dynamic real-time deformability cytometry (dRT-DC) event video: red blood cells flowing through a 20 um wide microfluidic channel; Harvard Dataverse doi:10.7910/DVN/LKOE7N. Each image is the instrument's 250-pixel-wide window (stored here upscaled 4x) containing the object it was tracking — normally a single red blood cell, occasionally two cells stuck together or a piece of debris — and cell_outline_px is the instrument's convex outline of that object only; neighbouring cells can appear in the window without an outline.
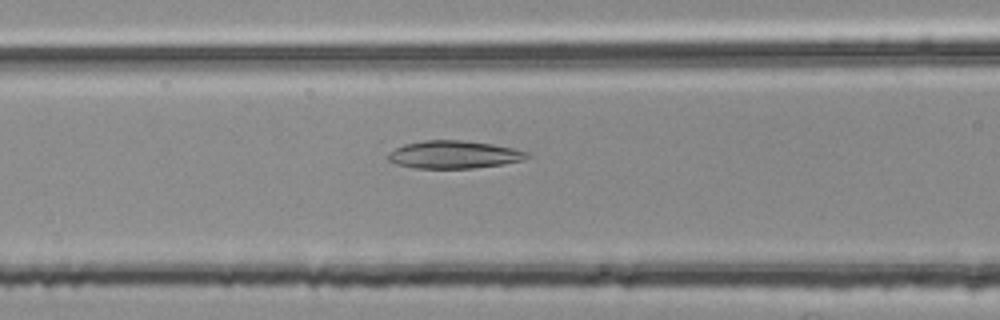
{"species": "common noctule bat (a hibernating species)", "species_latin": "Nyctalus noctula", "temperature_condition": "room temperature", "stored_images_in_passage": 4, "segment_of_instrument_passage": [1, 2], "camera_frame_rate_fps": 3000, "um_per_image_px": 0.085, "animal": {"sex": "female", "body_mass_g": 25.1}, "frame": {"image": 1, "passage_image": 3, "time_ms": 0.667, "image_size_px": [1000, 320], "cell_outline_px": [[532, 156], [524, 160], [500, 164], [472, 168], [412, 168], [396, 164], [388, 160], [388, 152], [404, 144], [424, 140], [460, 140], [492, 144], [512, 148], [528, 152]], "centroid_in_image_um": [38.57, 13.14], "position_along_channel_um": 128.0, "area_um2": 22.43}}